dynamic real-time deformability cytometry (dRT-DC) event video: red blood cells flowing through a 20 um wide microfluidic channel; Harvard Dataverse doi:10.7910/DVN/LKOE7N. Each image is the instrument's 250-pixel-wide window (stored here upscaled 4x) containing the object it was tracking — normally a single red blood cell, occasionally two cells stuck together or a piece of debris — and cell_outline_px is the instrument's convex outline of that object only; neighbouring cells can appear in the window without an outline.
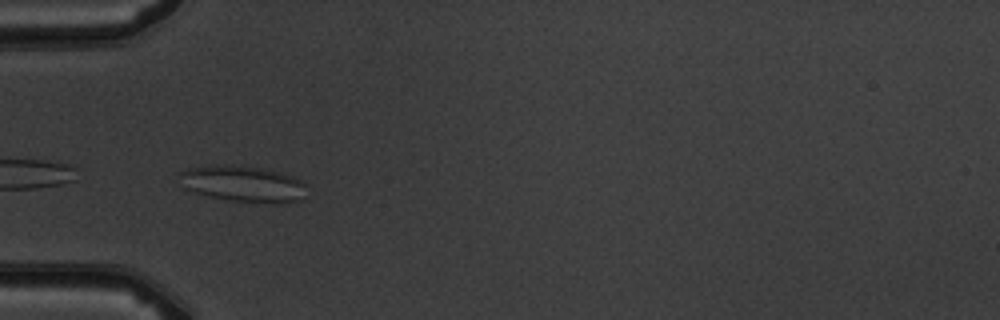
{"species": "common noctule bat (a hibernating species)", "species_latin": "Nyctalus noctula", "temperature_condition": "warm", "stored_images_in_passage": 6, "camera_frame_rate_fps": 3000, "um_per_image_px": 0.085, "animal": {"sex": "male", "body_mass_g": 19.5, "forearm_length_mm": 54.6}, "frame": {"image": 1, "passage_image": 5, "time_ms": 4.667, "image_size_px": [1000, 320], "cell_outline_px": [[304, 200], [276, 204], [272, 204], [232, 200], [208, 196], [192, 192], [184, 188], [180, 172], [188, 168], [212, 164], [224, 164], [260, 168], [280, 172], [292, 176], [300, 180], [304, 184]], "centroid_in_image_um": [20.67, 15.63], "position_along_channel_um": 64.3, "area_um2": 26.88}}
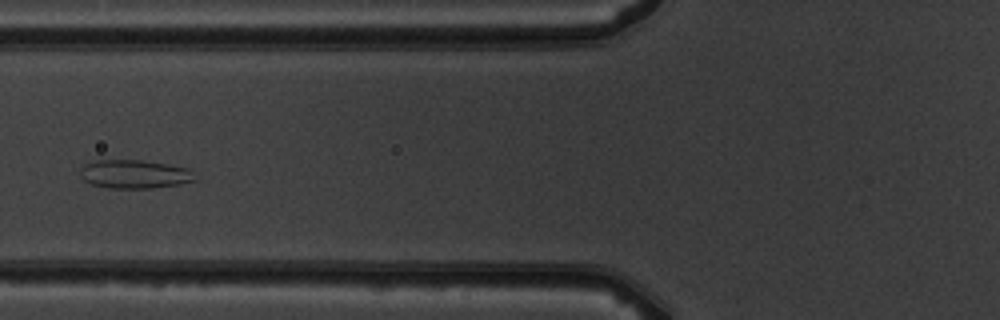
{"frame": {"image": 2, "passage_image": 6, "time_ms": 6.0, "image_size_px": [1000, 320], "cell_outline_px": [[196, 180], [180, 184], [152, 188], [108, 188], [92, 184], [84, 180], [80, 176], [80, 168], [84, 164], [96, 160], [140, 160], [188, 168], [192, 172]], "centroid_in_image_um": [11.39, 14.8], "position_along_channel_um": 114.4, "area_um2": 19.02}}